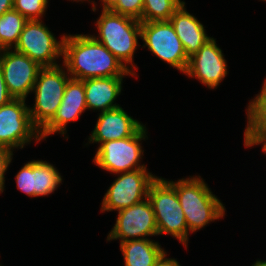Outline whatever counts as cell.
I'll return each instance as SVG.
<instances>
[{
  "mask_svg": "<svg viewBox=\"0 0 266 266\" xmlns=\"http://www.w3.org/2000/svg\"><path fill=\"white\" fill-rule=\"evenodd\" d=\"M64 38L65 35L57 41L42 20H29L25 23L14 50L27 55L41 67H54L58 65L56 60L63 58Z\"/></svg>",
  "mask_w": 266,
  "mask_h": 266,
  "instance_id": "cell-8",
  "label": "cell"
},
{
  "mask_svg": "<svg viewBox=\"0 0 266 266\" xmlns=\"http://www.w3.org/2000/svg\"><path fill=\"white\" fill-rule=\"evenodd\" d=\"M49 0H13V9L29 20H41L45 16Z\"/></svg>",
  "mask_w": 266,
  "mask_h": 266,
  "instance_id": "cell-23",
  "label": "cell"
},
{
  "mask_svg": "<svg viewBox=\"0 0 266 266\" xmlns=\"http://www.w3.org/2000/svg\"><path fill=\"white\" fill-rule=\"evenodd\" d=\"M13 9V0H0V16Z\"/></svg>",
  "mask_w": 266,
  "mask_h": 266,
  "instance_id": "cell-30",
  "label": "cell"
},
{
  "mask_svg": "<svg viewBox=\"0 0 266 266\" xmlns=\"http://www.w3.org/2000/svg\"><path fill=\"white\" fill-rule=\"evenodd\" d=\"M42 67L37 75L32 92L35 93V104L29 106L33 125L41 131L54 117L65 92L66 83L71 76L64 65ZM64 70H63V69Z\"/></svg>",
  "mask_w": 266,
  "mask_h": 266,
  "instance_id": "cell-5",
  "label": "cell"
},
{
  "mask_svg": "<svg viewBox=\"0 0 266 266\" xmlns=\"http://www.w3.org/2000/svg\"><path fill=\"white\" fill-rule=\"evenodd\" d=\"M226 62L222 50L216 44V39L212 37L189 58L184 74L198 79L209 89H217L228 74Z\"/></svg>",
  "mask_w": 266,
  "mask_h": 266,
  "instance_id": "cell-13",
  "label": "cell"
},
{
  "mask_svg": "<svg viewBox=\"0 0 266 266\" xmlns=\"http://www.w3.org/2000/svg\"><path fill=\"white\" fill-rule=\"evenodd\" d=\"M246 111L248 121L244 134H266V79L261 91L250 100Z\"/></svg>",
  "mask_w": 266,
  "mask_h": 266,
  "instance_id": "cell-21",
  "label": "cell"
},
{
  "mask_svg": "<svg viewBox=\"0 0 266 266\" xmlns=\"http://www.w3.org/2000/svg\"><path fill=\"white\" fill-rule=\"evenodd\" d=\"M124 77L125 76H113L82 80L84 82L87 109L105 112L120 107V105L116 104L114 101L122 92Z\"/></svg>",
  "mask_w": 266,
  "mask_h": 266,
  "instance_id": "cell-16",
  "label": "cell"
},
{
  "mask_svg": "<svg viewBox=\"0 0 266 266\" xmlns=\"http://www.w3.org/2000/svg\"><path fill=\"white\" fill-rule=\"evenodd\" d=\"M26 99L14 98L0 106V145L22 149L34 139L41 141L40 131L33 125Z\"/></svg>",
  "mask_w": 266,
  "mask_h": 266,
  "instance_id": "cell-7",
  "label": "cell"
},
{
  "mask_svg": "<svg viewBox=\"0 0 266 266\" xmlns=\"http://www.w3.org/2000/svg\"><path fill=\"white\" fill-rule=\"evenodd\" d=\"M27 21L14 9L0 16V50L15 48Z\"/></svg>",
  "mask_w": 266,
  "mask_h": 266,
  "instance_id": "cell-20",
  "label": "cell"
},
{
  "mask_svg": "<svg viewBox=\"0 0 266 266\" xmlns=\"http://www.w3.org/2000/svg\"><path fill=\"white\" fill-rule=\"evenodd\" d=\"M146 129V126H143L131 137L102 143L98 146L93 162L99 168L114 173V175L115 173L147 169L145 164L140 163L144 156L140 142L148 139Z\"/></svg>",
  "mask_w": 266,
  "mask_h": 266,
  "instance_id": "cell-6",
  "label": "cell"
},
{
  "mask_svg": "<svg viewBox=\"0 0 266 266\" xmlns=\"http://www.w3.org/2000/svg\"><path fill=\"white\" fill-rule=\"evenodd\" d=\"M117 175L102 199V212L119 211L143 201L148 197L150 184L157 178L147 169Z\"/></svg>",
  "mask_w": 266,
  "mask_h": 266,
  "instance_id": "cell-10",
  "label": "cell"
},
{
  "mask_svg": "<svg viewBox=\"0 0 266 266\" xmlns=\"http://www.w3.org/2000/svg\"><path fill=\"white\" fill-rule=\"evenodd\" d=\"M62 184L57 168L47 161L34 160V197L48 196Z\"/></svg>",
  "mask_w": 266,
  "mask_h": 266,
  "instance_id": "cell-19",
  "label": "cell"
},
{
  "mask_svg": "<svg viewBox=\"0 0 266 266\" xmlns=\"http://www.w3.org/2000/svg\"><path fill=\"white\" fill-rule=\"evenodd\" d=\"M252 266H266V260H256V262L252 264Z\"/></svg>",
  "mask_w": 266,
  "mask_h": 266,
  "instance_id": "cell-32",
  "label": "cell"
},
{
  "mask_svg": "<svg viewBox=\"0 0 266 266\" xmlns=\"http://www.w3.org/2000/svg\"><path fill=\"white\" fill-rule=\"evenodd\" d=\"M63 64L73 79L136 76L102 43L91 35H65Z\"/></svg>",
  "mask_w": 266,
  "mask_h": 266,
  "instance_id": "cell-1",
  "label": "cell"
},
{
  "mask_svg": "<svg viewBox=\"0 0 266 266\" xmlns=\"http://www.w3.org/2000/svg\"><path fill=\"white\" fill-rule=\"evenodd\" d=\"M262 144V151L266 154V134H244L246 148Z\"/></svg>",
  "mask_w": 266,
  "mask_h": 266,
  "instance_id": "cell-27",
  "label": "cell"
},
{
  "mask_svg": "<svg viewBox=\"0 0 266 266\" xmlns=\"http://www.w3.org/2000/svg\"><path fill=\"white\" fill-rule=\"evenodd\" d=\"M16 187L29 197H34V160L28 161L15 176Z\"/></svg>",
  "mask_w": 266,
  "mask_h": 266,
  "instance_id": "cell-24",
  "label": "cell"
},
{
  "mask_svg": "<svg viewBox=\"0 0 266 266\" xmlns=\"http://www.w3.org/2000/svg\"><path fill=\"white\" fill-rule=\"evenodd\" d=\"M181 0H144L141 22L169 21Z\"/></svg>",
  "mask_w": 266,
  "mask_h": 266,
  "instance_id": "cell-22",
  "label": "cell"
},
{
  "mask_svg": "<svg viewBox=\"0 0 266 266\" xmlns=\"http://www.w3.org/2000/svg\"><path fill=\"white\" fill-rule=\"evenodd\" d=\"M87 110L85 100V88L82 80L70 78L66 83L62 102L52 120L40 131L41 140H45L51 134L60 133L66 135V125L79 119V116Z\"/></svg>",
  "mask_w": 266,
  "mask_h": 266,
  "instance_id": "cell-14",
  "label": "cell"
},
{
  "mask_svg": "<svg viewBox=\"0 0 266 266\" xmlns=\"http://www.w3.org/2000/svg\"><path fill=\"white\" fill-rule=\"evenodd\" d=\"M69 1H70V0H69ZM71 1H72V0H71ZM73 1H74V2H76V1H77V2H79V1L82 2V1H86V0H73ZM87 1H91V0H87Z\"/></svg>",
  "mask_w": 266,
  "mask_h": 266,
  "instance_id": "cell-33",
  "label": "cell"
},
{
  "mask_svg": "<svg viewBox=\"0 0 266 266\" xmlns=\"http://www.w3.org/2000/svg\"><path fill=\"white\" fill-rule=\"evenodd\" d=\"M0 68L13 98L26 99L42 67L25 54L4 49L0 50Z\"/></svg>",
  "mask_w": 266,
  "mask_h": 266,
  "instance_id": "cell-12",
  "label": "cell"
},
{
  "mask_svg": "<svg viewBox=\"0 0 266 266\" xmlns=\"http://www.w3.org/2000/svg\"><path fill=\"white\" fill-rule=\"evenodd\" d=\"M140 39L143 47L184 74L189 58L170 21L141 22Z\"/></svg>",
  "mask_w": 266,
  "mask_h": 266,
  "instance_id": "cell-9",
  "label": "cell"
},
{
  "mask_svg": "<svg viewBox=\"0 0 266 266\" xmlns=\"http://www.w3.org/2000/svg\"><path fill=\"white\" fill-rule=\"evenodd\" d=\"M101 11L96 21L99 34L97 37L91 36L135 74L134 70L138 68L134 65L133 57L139 46L138 39L141 38V22L111 10ZM126 64H130L131 68Z\"/></svg>",
  "mask_w": 266,
  "mask_h": 266,
  "instance_id": "cell-3",
  "label": "cell"
},
{
  "mask_svg": "<svg viewBox=\"0 0 266 266\" xmlns=\"http://www.w3.org/2000/svg\"><path fill=\"white\" fill-rule=\"evenodd\" d=\"M147 198L155 214L158 235H171L187 248L189 231L175 191V182L157 177L149 186Z\"/></svg>",
  "mask_w": 266,
  "mask_h": 266,
  "instance_id": "cell-4",
  "label": "cell"
},
{
  "mask_svg": "<svg viewBox=\"0 0 266 266\" xmlns=\"http://www.w3.org/2000/svg\"><path fill=\"white\" fill-rule=\"evenodd\" d=\"M13 98V96L9 93L7 85L4 81L3 72L0 68V106L7 104L10 102Z\"/></svg>",
  "mask_w": 266,
  "mask_h": 266,
  "instance_id": "cell-28",
  "label": "cell"
},
{
  "mask_svg": "<svg viewBox=\"0 0 266 266\" xmlns=\"http://www.w3.org/2000/svg\"><path fill=\"white\" fill-rule=\"evenodd\" d=\"M148 236H158V228L152 205L148 198L128 208L118 211L116 223L107 236V241L120 239H149Z\"/></svg>",
  "mask_w": 266,
  "mask_h": 266,
  "instance_id": "cell-11",
  "label": "cell"
},
{
  "mask_svg": "<svg viewBox=\"0 0 266 266\" xmlns=\"http://www.w3.org/2000/svg\"><path fill=\"white\" fill-rule=\"evenodd\" d=\"M13 152L0 145V193L5 189V172L8 169V166L12 162Z\"/></svg>",
  "mask_w": 266,
  "mask_h": 266,
  "instance_id": "cell-26",
  "label": "cell"
},
{
  "mask_svg": "<svg viewBox=\"0 0 266 266\" xmlns=\"http://www.w3.org/2000/svg\"><path fill=\"white\" fill-rule=\"evenodd\" d=\"M175 191L189 232L201 230L225 216V206L200 176L178 179Z\"/></svg>",
  "mask_w": 266,
  "mask_h": 266,
  "instance_id": "cell-2",
  "label": "cell"
},
{
  "mask_svg": "<svg viewBox=\"0 0 266 266\" xmlns=\"http://www.w3.org/2000/svg\"><path fill=\"white\" fill-rule=\"evenodd\" d=\"M125 266H154L165 252L158 242L151 239L120 242Z\"/></svg>",
  "mask_w": 266,
  "mask_h": 266,
  "instance_id": "cell-18",
  "label": "cell"
},
{
  "mask_svg": "<svg viewBox=\"0 0 266 266\" xmlns=\"http://www.w3.org/2000/svg\"><path fill=\"white\" fill-rule=\"evenodd\" d=\"M166 251L161 255V257L157 260L154 266H181L179 262L174 258H166Z\"/></svg>",
  "mask_w": 266,
  "mask_h": 266,
  "instance_id": "cell-29",
  "label": "cell"
},
{
  "mask_svg": "<svg viewBox=\"0 0 266 266\" xmlns=\"http://www.w3.org/2000/svg\"><path fill=\"white\" fill-rule=\"evenodd\" d=\"M143 126L138 120L129 116L121 106L100 112L88 143H100V146L107 141L131 137Z\"/></svg>",
  "mask_w": 266,
  "mask_h": 266,
  "instance_id": "cell-15",
  "label": "cell"
},
{
  "mask_svg": "<svg viewBox=\"0 0 266 266\" xmlns=\"http://www.w3.org/2000/svg\"><path fill=\"white\" fill-rule=\"evenodd\" d=\"M182 42L188 58L196 54L198 50L212 37L206 34L205 27L185 8V2L174 12L169 20Z\"/></svg>",
  "mask_w": 266,
  "mask_h": 266,
  "instance_id": "cell-17",
  "label": "cell"
},
{
  "mask_svg": "<svg viewBox=\"0 0 266 266\" xmlns=\"http://www.w3.org/2000/svg\"><path fill=\"white\" fill-rule=\"evenodd\" d=\"M102 2V10H111L118 2V0H100Z\"/></svg>",
  "mask_w": 266,
  "mask_h": 266,
  "instance_id": "cell-31",
  "label": "cell"
},
{
  "mask_svg": "<svg viewBox=\"0 0 266 266\" xmlns=\"http://www.w3.org/2000/svg\"><path fill=\"white\" fill-rule=\"evenodd\" d=\"M144 0H118L111 11L141 22Z\"/></svg>",
  "mask_w": 266,
  "mask_h": 266,
  "instance_id": "cell-25",
  "label": "cell"
}]
</instances>
